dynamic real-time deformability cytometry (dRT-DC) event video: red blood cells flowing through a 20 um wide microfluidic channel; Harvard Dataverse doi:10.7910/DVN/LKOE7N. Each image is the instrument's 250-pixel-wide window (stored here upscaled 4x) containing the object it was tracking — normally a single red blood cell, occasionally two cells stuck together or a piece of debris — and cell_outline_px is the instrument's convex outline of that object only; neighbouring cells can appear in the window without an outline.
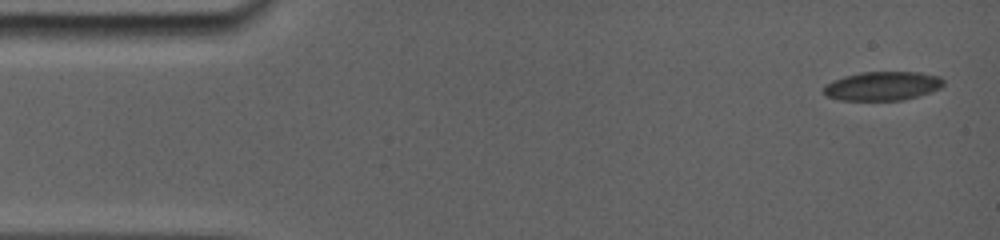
{"species": "common noctule bat (a hibernating species)", "species_latin": "Nyctalus noctula", "temperature_condition": "room temperature", "stored_images_in_passage": 40, "camera_frame_rate_fps": 5000, "um_per_image_px": 0.085, "animal": {"sex": "female", "body_mass_g": 19.0, "forearm_length_mm": 56.7}, "frame": {"image": 1, "passage_image": 1, "time_ms": 0.0, "image_size_px": [1000, 240], "cell_outline_px": [[944, 84], [940, 88], [932, 92], [900, 100], [840, 100], [824, 96], [820, 88], [824, 84], [832, 80], [844, 76], [860, 72], [920, 72], [940, 76], [944, 80]], "centroid_in_image_um": [74.95, 7.3], "position_along_channel_um": 10.0, "area_um2": 20.52}}
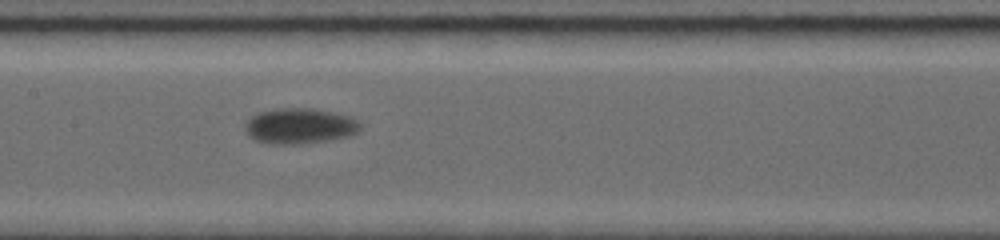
{"frame": {"image": 2, "passage_image": 18, "time_ms": 7.8, "image_size_px": [1000, 240], "cell_outline_px": [[356, 128], [352, 132], [340, 136], [320, 140], [260, 140], [252, 136], [248, 132], [248, 120], [252, 116], [260, 112], [276, 108], [312, 108], [348, 116], [356, 120]], "centroid_in_image_um": [25.44, 10.59], "position_along_channel_um": 182.0, "area_um2": 21.1}}
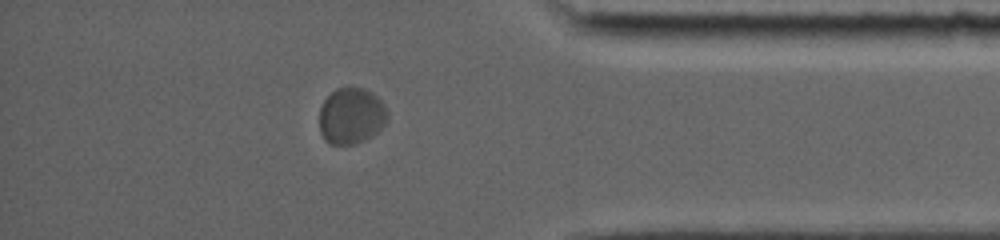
{"frame": {"image": 3, "passage_image": 34, "time_ms": 14.2, "image_size_px": [1000, 240], "cell_outline_px": [[388, 120], [372, 136], [356, 144], [328, 144], [324, 140], [320, 132], [320, 108], [324, 100], [336, 88], [348, 84], [364, 88], [372, 92], [384, 104], [388, 112]], "centroid_in_image_um": [29.85, 9.82], "position_along_channel_um": 405.3, "area_um2": 22.77}, "authors_computed_cell_mechanics": {"area_um2": 21.5594, "velocity_mm_per_s": 3.6583, "shape_relaxation_time_tau1_ms": 2.2613, "shape_relaxation_time_tau2_ms": null, "deformation_change_tau1": 0.0631, "deformation_change_tau2": null}}